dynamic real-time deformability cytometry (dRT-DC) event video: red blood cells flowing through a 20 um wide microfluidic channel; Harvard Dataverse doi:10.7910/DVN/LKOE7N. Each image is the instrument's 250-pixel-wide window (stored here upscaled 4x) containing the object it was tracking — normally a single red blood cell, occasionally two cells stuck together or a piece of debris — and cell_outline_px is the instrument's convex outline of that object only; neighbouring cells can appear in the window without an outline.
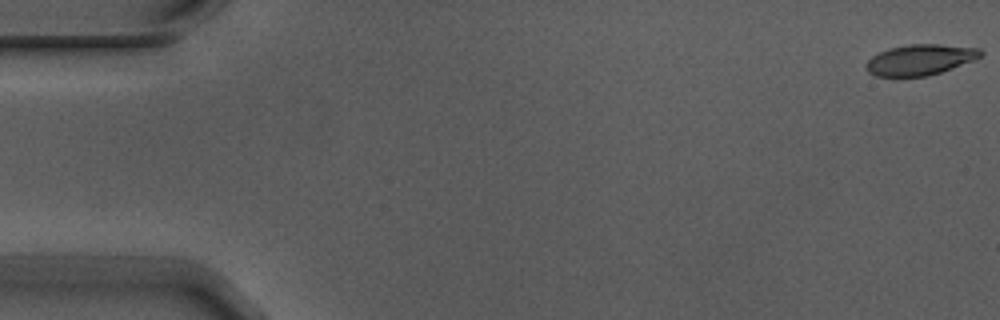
{"species": "Egyptian fruit bat (a non-hibernating species)", "species_latin": "Rousettus aegyptiacus", "temperature_condition": "warm", "stored_images_in_passage": 6, "camera_frame_rate_fps": 3000, "um_per_image_px": 0.085, "animal": {"sex": "male"}, "frame": {"image": 1, "passage_image": 1, "time_ms": 0.0, "image_size_px": [1000, 320], "cell_outline_px": [[984, 52], [980, 56], [972, 60], [940, 72], [928, 76], [876, 76], [868, 72], [864, 68], [864, 64], [872, 56], [888, 48], [908, 44], [940, 44], [980, 48]], "centroid_in_image_um": [78.16, 5.07], "position_along_channel_um": 6.8, "area_um2": 20.4}}
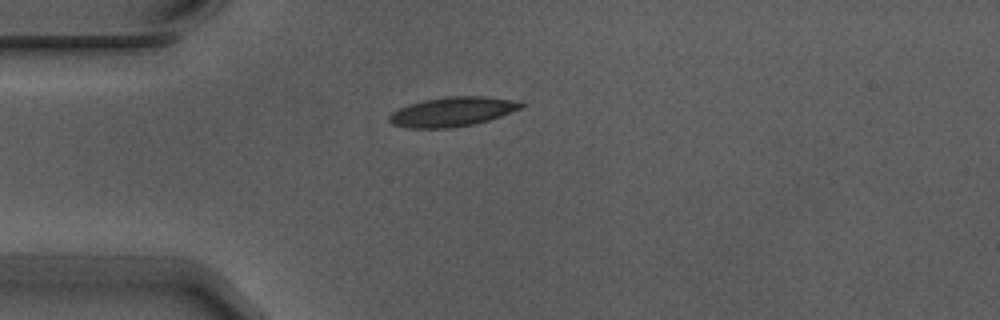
{"frame": {"image": 2, "passage_image": 4, "time_ms": 1.0, "image_size_px": [1000, 320], "cell_outline_px": [[524, 108], [476, 124], [452, 128], [408, 128], [392, 124], [388, 120], [388, 116], [392, 112], [408, 104], [424, 100], [448, 96], [484, 96], [520, 100], [524, 104]], "centroid_in_image_um": [38.49, 9.49], "position_along_channel_um": 46.5, "area_um2": 22.89}}